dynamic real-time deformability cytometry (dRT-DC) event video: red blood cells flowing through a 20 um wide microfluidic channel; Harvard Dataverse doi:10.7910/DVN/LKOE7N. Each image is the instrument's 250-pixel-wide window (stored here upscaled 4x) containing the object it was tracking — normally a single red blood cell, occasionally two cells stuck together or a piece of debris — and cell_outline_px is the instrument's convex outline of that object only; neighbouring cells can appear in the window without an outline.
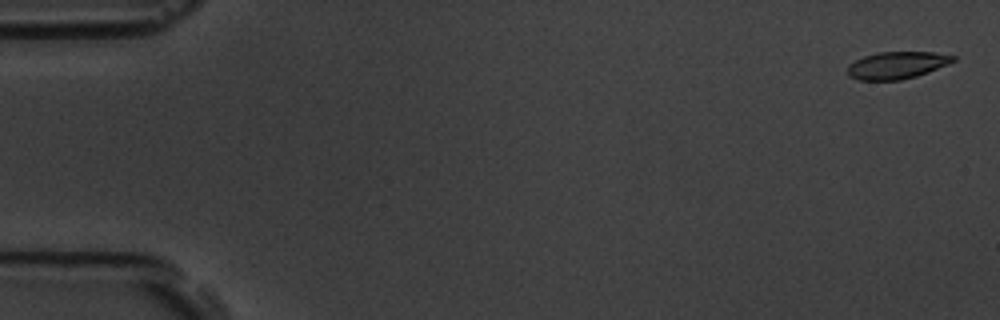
{"species": "common noctule bat (a hibernating species)", "species_latin": "Nyctalus noctula", "temperature_condition": "room temperature", "stored_images_in_passage": 11, "camera_frame_rate_fps": 3000, "um_per_image_px": 0.085, "animal": {"sex": "male", "body_mass_g": 19.5, "forearm_length_mm": 54.6}, "frame": {"image": 1, "passage_image": 1, "time_ms": 0.0, "image_size_px": [1000, 320], "cell_outline_px": [[956, 60], [948, 64], [928, 72], [916, 76], [900, 80], [860, 80], [848, 76], [848, 64], [864, 56], [880, 52], [932, 52], [956, 56]], "centroid_in_image_um": [76.23, 5.54], "position_along_channel_um": 8.8, "area_um2": 16.65}}
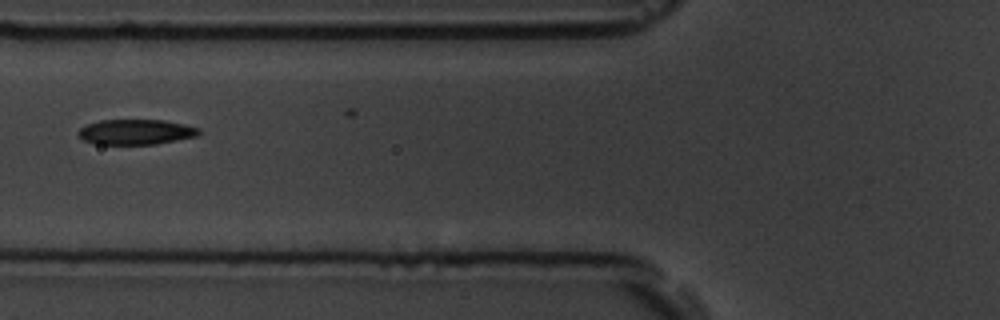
{"frame": {"image": 2, "passage_image": 6, "time_ms": 7.0, "image_size_px": [1000, 320], "cell_outline_px": [[200, 132], [196, 136], [156, 144], [96, 144], [80, 140], [76, 136], [76, 132], [80, 128], [88, 124], [100, 120], [164, 120], [184, 124], [200, 128]], "centroid_in_image_um": [11.48, 11.22], "position_along_channel_um": 114.3, "area_um2": 17.86}}
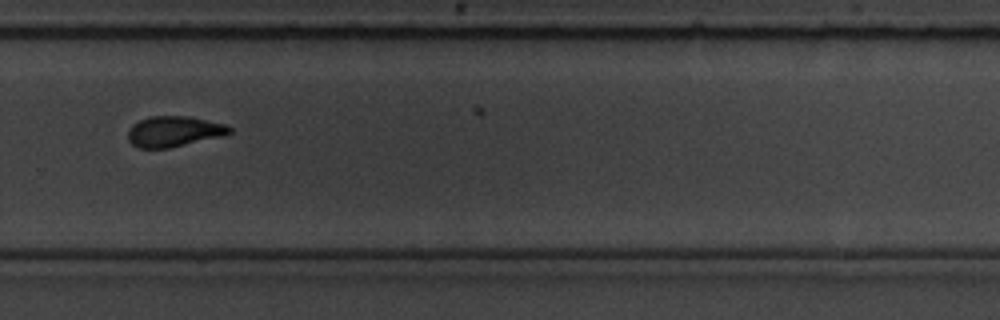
{"frame": {"image": 3, "passage_image": 11, "time_ms": 12.667, "image_size_px": [1000, 320], "cell_outline_px": [[232, 132], [224, 136], [168, 148], [140, 148], [132, 144], [128, 140], [128, 132], [132, 124], [148, 116], [188, 116], [224, 124], [232, 128]], "centroid_in_image_um": [14.78, 11.17], "position_along_channel_um": 315.0, "area_um2": 18.09}}